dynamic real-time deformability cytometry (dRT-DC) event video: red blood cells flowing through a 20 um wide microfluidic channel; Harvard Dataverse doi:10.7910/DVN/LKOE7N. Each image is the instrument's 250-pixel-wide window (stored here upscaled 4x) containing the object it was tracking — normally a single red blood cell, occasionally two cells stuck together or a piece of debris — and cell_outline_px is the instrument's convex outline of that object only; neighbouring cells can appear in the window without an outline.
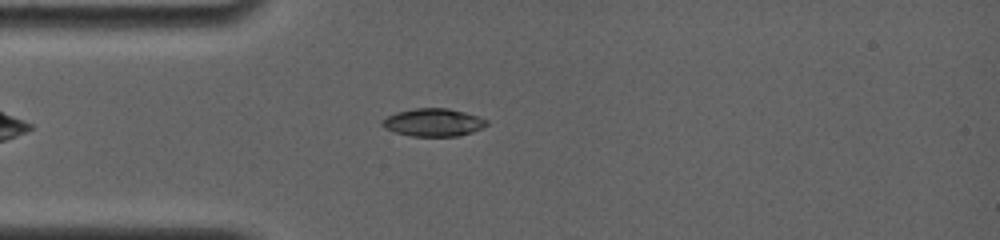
{"species": "common noctule bat (a hibernating species)", "species_latin": "Nyctalus noctula", "temperature_condition": "room temperature", "stored_images_in_passage": 27, "camera_frame_rate_fps": 4000, "um_per_image_px": 0.085, "animal": {"sex": "female", "body_mass_g": 19.0, "forearm_length_mm": 56.7}, "frame": {"image": 1, "passage_image": 5, "time_ms": 2.25, "image_size_px": [1000, 240], "cell_outline_px": [[488, 124], [472, 132], [456, 136], [412, 136], [396, 132], [384, 128], [380, 124], [380, 120], [396, 112], [416, 108], [448, 108], [464, 112], [488, 120]], "centroid_in_image_um": [36.79, 10.4], "position_along_channel_um": 48.2, "area_um2": 16.82}}
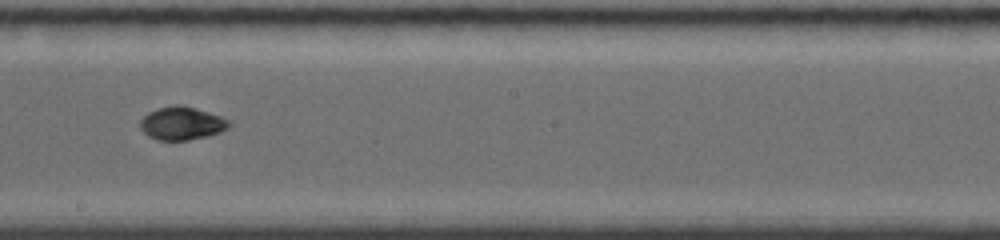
{"frame": {"image": 2, "passage_image": 15, "time_ms": 7.25, "image_size_px": [1000, 240], "cell_outline_px": [[232, 124], [228, 128], [220, 132], [208, 136], [188, 140], [156, 140], [148, 136], [140, 128], [140, 120], [148, 112], [156, 108], [176, 104], [180, 104], [208, 112], [220, 116], [228, 120]], "centroid_in_image_um": [15.43, 10.48], "position_along_channel_um": 232.8, "area_um2": 17.22}}
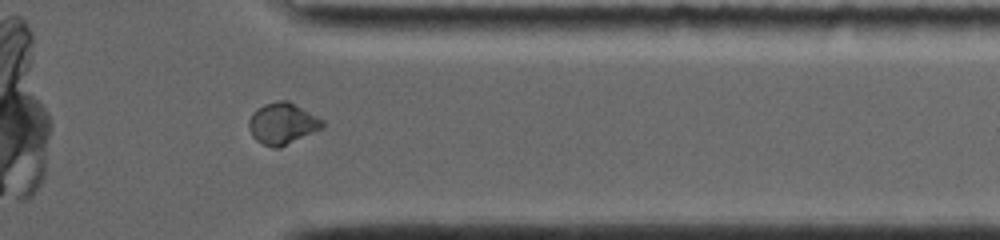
{"frame": {"image": 3, "passage_image": 23, "time_ms": 11.25, "image_size_px": [1000, 240], "cell_outline_px": [[324, 128], [280, 148], [272, 148], [256, 140], [252, 136], [248, 128], [248, 120], [252, 112], [256, 108], [264, 104], [280, 100], [288, 100], [324, 120]], "centroid_in_image_um": [24.0, 10.51], "position_along_channel_um": 387.4, "area_um2": 18.03}, "authors_computed_cell_mechanics": {"area_um2": 17.051, "velocity_mm_per_s": 3.8437, "shape_relaxation_time_tau1_ms": 4.1295, "shape_relaxation_time_tau2_ms": 3.2605, "deformation_change_tau1": 0.2014, "deformation_change_tau2": 0.0385}}